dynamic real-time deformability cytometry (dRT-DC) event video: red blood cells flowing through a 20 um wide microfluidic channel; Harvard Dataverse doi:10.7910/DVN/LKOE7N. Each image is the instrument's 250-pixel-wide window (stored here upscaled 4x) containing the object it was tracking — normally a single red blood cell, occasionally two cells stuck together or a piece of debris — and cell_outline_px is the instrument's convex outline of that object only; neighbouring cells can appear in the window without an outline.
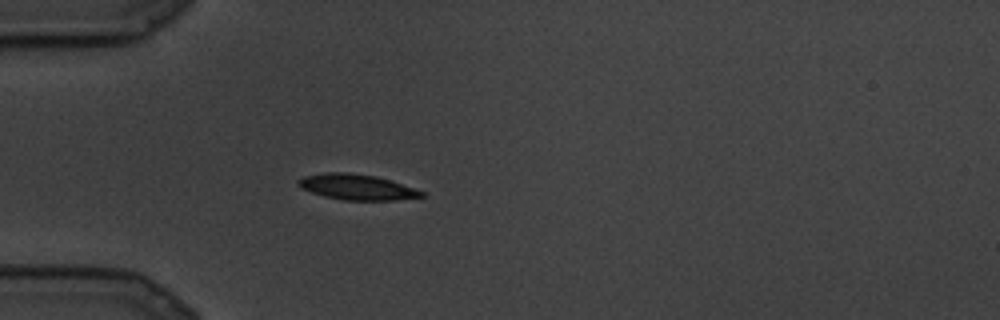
{"species": "common noctule bat (a hibernating species)", "species_latin": "Nyctalus noctula", "temperature_condition": "cold", "stored_images_in_passage": 2, "camera_frame_rate_fps": 3000, "um_per_image_px": 0.085, "animal": {"sex": "male", "body_mass_g": 19.5, "forearm_length_mm": 54.6}, "frame": {"image": 1, "passage_image": 2, "time_ms": 0.333, "image_size_px": [1000, 320], "cell_outline_px": [[428, 196], [396, 200], [344, 200], [324, 196], [312, 192], [296, 184], [296, 180], [304, 176], [324, 172], [348, 172], [376, 176], [424, 192]], "centroid_in_image_um": [30.31, 15.89], "position_along_channel_um": 54.7, "area_um2": 18.21}}